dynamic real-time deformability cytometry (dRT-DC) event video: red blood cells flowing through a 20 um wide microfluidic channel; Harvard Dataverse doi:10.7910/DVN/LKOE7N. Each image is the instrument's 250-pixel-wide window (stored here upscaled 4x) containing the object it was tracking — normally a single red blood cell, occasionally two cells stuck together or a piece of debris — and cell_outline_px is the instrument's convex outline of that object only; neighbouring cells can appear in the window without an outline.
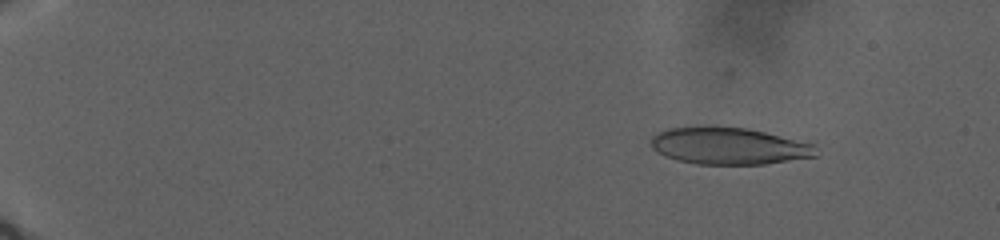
{"species": "human", "species_latin": "Homo sapiens", "temperature_condition": "warm", "stored_images_in_passage": 162, "camera_frame_rate_fps": 3000, "um_per_image_px": 0.085, "donor": {"sex": "male"}, "frame": {"image": 1, "passage_image": 15, "time_ms": 5.0, "image_size_px": [1000, 240], "cell_outline_px": [[816, 156], [764, 164], [696, 164], [676, 160], [664, 156], [656, 152], [652, 148], [652, 136], [668, 128], [708, 124], [748, 128], [812, 144]], "centroid_in_image_um": [61.85, 12.38], "position_along_channel_um": 23.2, "area_um2": 35.72}}
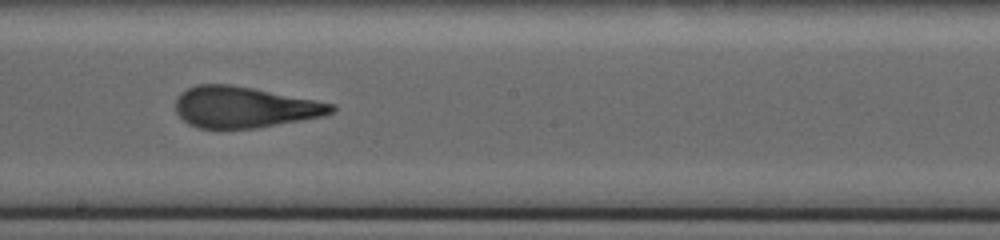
{"frame": {"image": 2, "passage_image": 109, "time_ms": 23.0, "image_size_px": [1000, 240], "cell_outline_px": [[336, 108], [332, 112], [324, 116], [256, 128], [196, 128], [188, 124], [176, 112], [176, 100], [180, 92], [196, 84], [228, 84], [252, 88], [316, 100], [336, 104]], "centroid_in_image_um": [20.76, 9.11], "position_along_channel_um": 227.4, "area_um2": 37.22}}
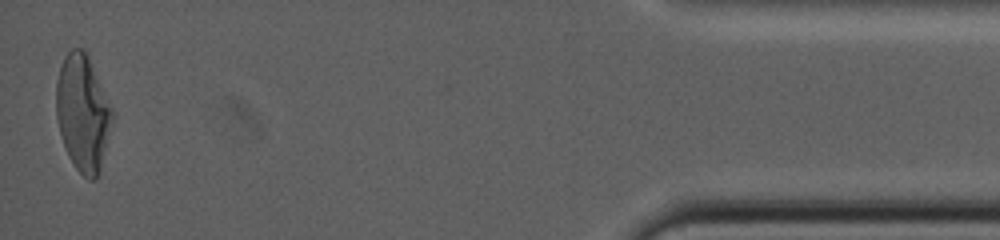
{"frame": {"image": 3, "passage_image": 161, "time_ms": 36.333, "image_size_px": [1000, 240], "cell_outline_px": [[112, 124], [100, 172], [96, 180], [88, 180], [76, 168], [68, 156], [60, 132], [56, 116], [56, 80], [64, 56], [72, 48], [84, 48], [88, 52], [112, 108]], "centroid_in_image_um": [7.04, 9.57], "position_along_channel_um": 428.2, "area_um2": 38.26}, "authors_computed_cell_mechanics": {"area_um2": 37.4544, "velocity_mm_per_s": 2.0038, "shape_relaxation_time_tau1_ms": null, "shape_relaxation_time_tau2_ms": 1.9356, "deformation_change_tau1": null, "deformation_change_tau2": 0.1081}}